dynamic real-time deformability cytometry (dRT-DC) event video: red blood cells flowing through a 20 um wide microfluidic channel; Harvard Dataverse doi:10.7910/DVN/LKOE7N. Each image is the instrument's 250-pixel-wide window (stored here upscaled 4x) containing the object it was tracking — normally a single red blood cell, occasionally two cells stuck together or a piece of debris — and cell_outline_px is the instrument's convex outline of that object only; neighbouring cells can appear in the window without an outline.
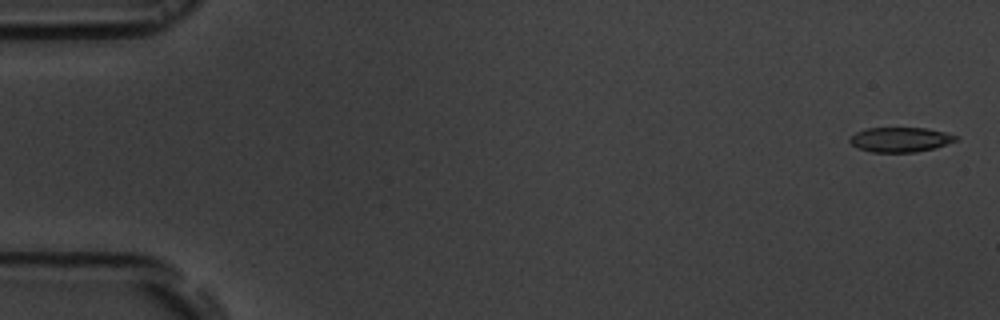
{"species": "common noctule bat (a hibernating species)", "species_latin": "Nyctalus noctula", "temperature_condition": "room temperature", "stored_images_in_passage": 10, "camera_frame_rate_fps": 3000, "um_per_image_px": 0.085, "animal": {"sex": "male", "body_mass_g": 19.5, "forearm_length_mm": 54.6}, "frame": {"image": 1, "passage_image": 1, "time_ms": 0.0, "image_size_px": [1000, 320], "cell_outline_px": [[960, 140], [936, 148], [916, 152], [872, 152], [856, 148], [848, 140], [856, 132], [868, 128], [928, 128], [960, 136]], "centroid_in_image_um": [76.58, 11.87], "position_along_channel_um": 8.4, "area_um2": 15.49}}
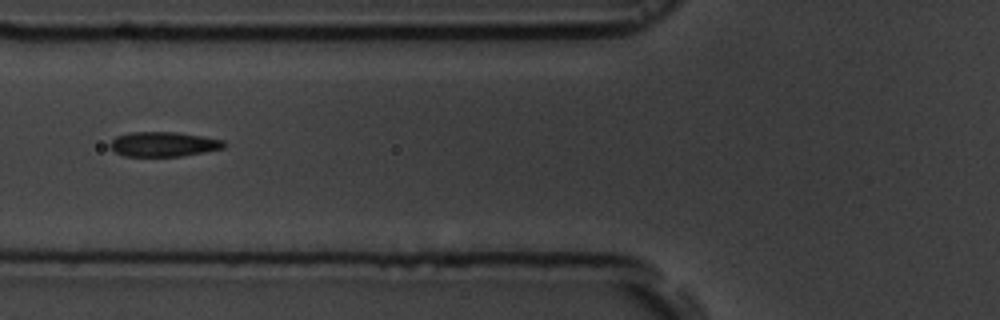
{"frame": {"image": 2, "passage_image": 7, "time_ms": 6.667, "image_size_px": [1000, 320], "cell_outline_px": [[228, 144], [224, 148], [204, 152], [180, 156], [124, 156], [108, 148], [108, 144], [116, 136], [132, 132], [176, 132], [224, 140]], "centroid_in_image_um": [13.88, 12.26], "position_along_channel_um": 111.9, "area_um2": 16.47}}
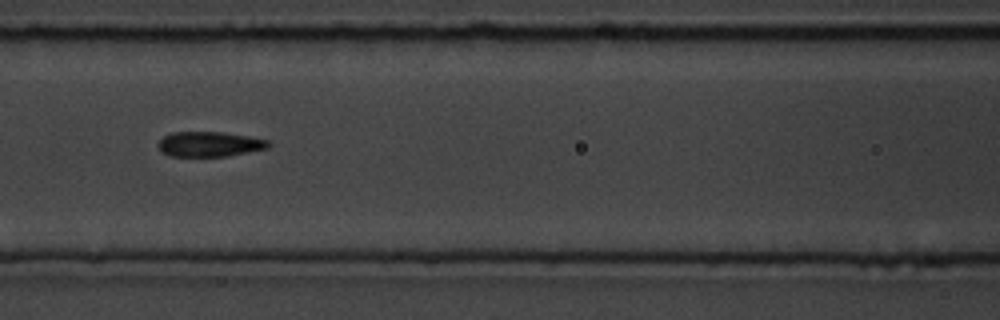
{"frame": {"image": 3, "passage_image": 8, "time_ms": 7.667, "image_size_px": [1000, 320], "cell_outline_px": [[272, 144], [268, 148], [228, 156], [172, 156], [160, 152], [156, 144], [164, 136], [172, 132], [224, 132], [248, 136], [268, 140]], "centroid_in_image_um": [17.8, 12.25], "position_along_channel_um": 148.8, "area_um2": 16.18}}